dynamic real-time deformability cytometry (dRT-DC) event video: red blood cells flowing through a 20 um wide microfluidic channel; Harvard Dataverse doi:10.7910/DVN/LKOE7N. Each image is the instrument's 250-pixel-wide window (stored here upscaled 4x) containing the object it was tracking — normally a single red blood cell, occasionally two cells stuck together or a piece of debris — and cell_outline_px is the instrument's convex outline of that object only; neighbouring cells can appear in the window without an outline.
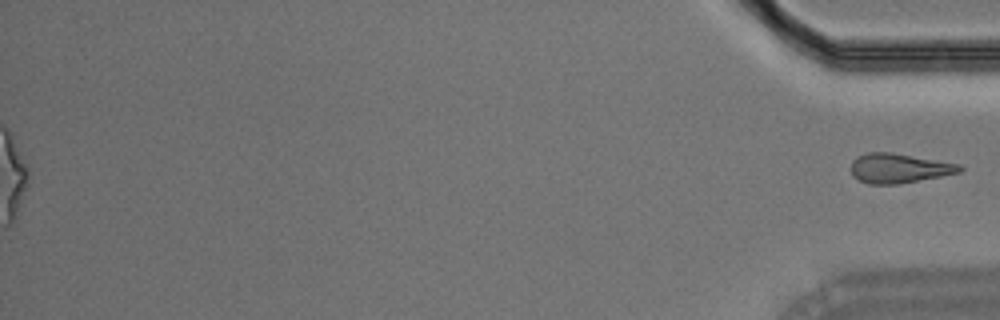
{"species": "Egyptian fruit bat (a non-hibernating species)", "species_latin": "Rousettus aegyptiacus", "temperature_condition": "room temperature", "stored_images_in_passage": 37, "segment_of_instrument_passage": [2, 2], "camera_frame_rate_fps": 3000, "um_per_image_px": 0.085, "animal": {"sex": "male"}, "frame": {"image": 1, "passage_image": 37, "time_ms": 12.0, "image_size_px": [1000, 320], "cell_outline_px": [[964, 168], [960, 172], [900, 184], [868, 184], [852, 176], [848, 168], [852, 160], [856, 156], [868, 152], [892, 152], [960, 164]], "centroid_in_image_um": [76.35, 14.29], "position_along_channel_um": 358.9, "area_um2": 18.96}}